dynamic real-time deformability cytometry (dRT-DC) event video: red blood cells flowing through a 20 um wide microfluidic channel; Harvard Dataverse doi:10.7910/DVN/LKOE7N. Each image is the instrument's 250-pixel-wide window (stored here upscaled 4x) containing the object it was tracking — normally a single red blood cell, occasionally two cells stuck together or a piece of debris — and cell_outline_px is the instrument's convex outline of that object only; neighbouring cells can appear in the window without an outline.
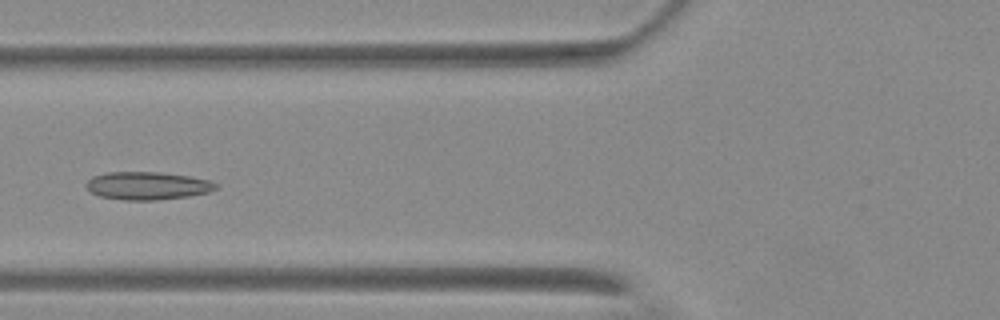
{"species": "Egyptian fruit bat (a non-hibernating species)", "species_latin": "Rousettus aegyptiacus", "temperature_condition": "warm", "stored_images_in_passage": 5, "camera_frame_rate_fps": 3000, "um_per_image_px": 0.085, "animal": {"sex": "female"}, "frame": {"image": 1, "passage_image": 5, "time_ms": 5.0, "image_size_px": [1000, 320], "cell_outline_px": [[220, 184], [216, 188], [208, 192], [188, 196], [156, 200], [124, 200], [100, 196], [92, 192], [84, 184], [92, 176], [108, 172], [160, 172], [188, 176], [208, 180]], "centroid_in_image_um": [12.52, 15.78], "position_along_channel_um": 113.3, "area_um2": 20.98}}